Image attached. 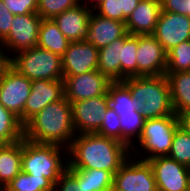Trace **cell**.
Returning a JSON list of instances; mask_svg holds the SVG:
<instances>
[{
  "instance_id": "cell-1",
  "label": "cell",
  "mask_w": 190,
  "mask_h": 191,
  "mask_svg": "<svg viewBox=\"0 0 190 191\" xmlns=\"http://www.w3.org/2000/svg\"><path fill=\"white\" fill-rule=\"evenodd\" d=\"M131 156L125 144L96 133L76 134L68 148V167L102 169L113 175Z\"/></svg>"
},
{
  "instance_id": "cell-2",
  "label": "cell",
  "mask_w": 190,
  "mask_h": 191,
  "mask_svg": "<svg viewBox=\"0 0 190 191\" xmlns=\"http://www.w3.org/2000/svg\"><path fill=\"white\" fill-rule=\"evenodd\" d=\"M75 135L72 105L65 97L48 104L24 125V138L40 144L68 149Z\"/></svg>"
},
{
  "instance_id": "cell-3",
  "label": "cell",
  "mask_w": 190,
  "mask_h": 191,
  "mask_svg": "<svg viewBox=\"0 0 190 191\" xmlns=\"http://www.w3.org/2000/svg\"><path fill=\"white\" fill-rule=\"evenodd\" d=\"M121 82L137 100L139 112L145 120L175 114L165 75L130 77Z\"/></svg>"
},
{
  "instance_id": "cell-4",
  "label": "cell",
  "mask_w": 190,
  "mask_h": 191,
  "mask_svg": "<svg viewBox=\"0 0 190 191\" xmlns=\"http://www.w3.org/2000/svg\"><path fill=\"white\" fill-rule=\"evenodd\" d=\"M21 167L25 173L46 177L56 184L68 167V149L54 144L35 143L23 138Z\"/></svg>"
},
{
  "instance_id": "cell-5",
  "label": "cell",
  "mask_w": 190,
  "mask_h": 191,
  "mask_svg": "<svg viewBox=\"0 0 190 191\" xmlns=\"http://www.w3.org/2000/svg\"><path fill=\"white\" fill-rule=\"evenodd\" d=\"M178 127V116L176 114L145 120L141 136L135 142L136 144L130 148L131 155L143 161L168 156ZM137 144L140 148L136 147Z\"/></svg>"
},
{
  "instance_id": "cell-6",
  "label": "cell",
  "mask_w": 190,
  "mask_h": 191,
  "mask_svg": "<svg viewBox=\"0 0 190 191\" xmlns=\"http://www.w3.org/2000/svg\"><path fill=\"white\" fill-rule=\"evenodd\" d=\"M12 67L32 80H63L62 57L39 47L12 55Z\"/></svg>"
},
{
  "instance_id": "cell-7",
  "label": "cell",
  "mask_w": 190,
  "mask_h": 191,
  "mask_svg": "<svg viewBox=\"0 0 190 191\" xmlns=\"http://www.w3.org/2000/svg\"><path fill=\"white\" fill-rule=\"evenodd\" d=\"M114 191H156L157 184L152 167L132 155L113 175Z\"/></svg>"
},
{
  "instance_id": "cell-8",
  "label": "cell",
  "mask_w": 190,
  "mask_h": 191,
  "mask_svg": "<svg viewBox=\"0 0 190 191\" xmlns=\"http://www.w3.org/2000/svg\"><path fill=\"white\" fill-rule=\"evenodd\" d=\"M32 89V81L11 67L0 80V104L19 118L24 126V105Z\"/></svg>"
},
{
  "instance_id": "cell-9",
  "label": "cell",
  "mask_w": 190,
  "mask_h": 191,
  "mask_svg": "<svg viewBox=\"0 0 190 191\" xmlns=\"http://www.w3.org/2000/svg\"><path fill=\"white\" fill-rule=\"evenodd\" d=\"M64 97L70 102L107 94L112 81L98 70L84 74L63 76Z\"/></svg>"
},
{
  "instance_id": "cell-10",
  "label": "cell",
  "mask_w": 190,
  "mask_h": 191,
  "mask_svg": "<svg viewBox=\"0 0 190 191\" xmlns=\"http://www.w3.org/2000/svg\"><path fill=\"white\" fill-rule=\"evenodd\" d=\"M160 191H190V168L169 156L148 160Z\"/></svg>"
},
{
  "instance_id": "cell-11",
  "label": "cell",
  "mask_w": 190,
  "mask_h": 191,
  "mask_svg": "<svg viewBox=\"0 0 190 191\" xmlns=\"http://www.w3.org/2000/svg\"><path fill=\"white\" fill-rule=\"evenodd\" d=\"M42 18L37 13L14 15L8 36L2 41L9 54L37 47Z\"/></svg>"
},
{
  "instance_id": "cell-12",
  "label": "cell",
  "mask_w": 190,
  "mask_h": 191,
  "mask_svg": "<svg viewBox=\"0 0 190 191\" xmlns=\"http://www.w3.org/2000/svg\"><path fill=\"white\" fill-rule=\"evenodd\" d=\"M71 105L76 134L96 133L109 108L108 94L72 102Z\"/></svg>"
},
{
  "instance_id": "cell-13",
  "label": "cell",
  "mask_w": 190,
  "mask_h": 191,
  "mask_svg": "<svg viewBox=\"0 0 190 191\" xmlns=\"http://www.w3.org/2000/svg\"><path fill=\"white\" fill-rule=\"evenodd\" d=\"M152 35L167 53L180 43L190 40V17L161 11Z\"/></svg>"
},
{
  "instance_id": "cell-14",
  "label": "cell",
  "mask_w": 190,
  "mask_h": 191,
  "mask_svg": "<svg viewBox=\"0 0 190 191\" xmlns=\"http://www.w3.org/2000/svg\"><path fill=\"white\" fill-rule=\"evenodd\" d=\"M137 76L165 75L167 53L153 35H138Z\"/></svg>"
},
{
  "instance_id": "cell-15",
  "label": "cell",
  "mask_w": 190,
  "mask_h": 191,
  "mask_svg": "<svg viewBox=\"0 0 190 191\" xmlns=\"http://www.w3.org/2000/svg\"><path fill=\"white\" fill-rule=\"evenodd\" d=\"M99 50L83 41L70 42L62 56L63 76H73L98 70Z\"/></svg>"
},
{
  "instance_id": "cell-16",
  "label": "cell",
  "mask_w": 190,
  "mask_h": 191,
  "mask_svg": "<svg viewBox=\"0 0 190 191\" xmlns=\"http://www.w3.org/2000/svg\"><path fill=\"white\" fill-rule=\"evenodd\" d=\"M63 97V80H32L31 93L24 105V125L48 104Z\"/></svg>"
},
{
  "instance_id": "cell-17",
  "label": "cell",
  "mask_w": 190,
  "mask_h": 191,
  "mask_svg": "<svg viewBox=\"0 0 190 191\" xmlns=\"http://www.w3.org/2000/svg\"><path fill=\"white\" fill-rule=\"evenodd\" d=\"M92 11V8L80 3L76 7L56 15L53 21L70 42L83 41L89 31Z\"/></svg>"
},
{
  "instance_id": "cell-18",
  "label": "cell",
  "mask_w": 190,
  "mask_h": 191,
  "mask_svg": "<svg viewBox=\"0 0 190 191\" xmlns=\"http://www.w3.org/2000/svg\"><path fill=\"white\" fill-rule=\"evenodd\" d=\"M126 33L124 22L102 17L92 11L89 20V31L84 41L93 44L99 50L114 40L122 38Z\"/></svg>"
},
{
  "instance_id": "cell-19",
  "label": "cell",
  "mask_w": 190,
  "mask_h": 191,
  "mask_svg": "<svg viewBox=\"0 0 190 191\" xmlns=\"http://www.w3.org/2000/svg\"><path fill=\"white\" fill-rule=\"evenodd\" d=\"M160 4L140 1L125 21L127 32L130 35H152L161 12Z\"/></svg>"
},
{
  "instance_id": "cell-20",
  "label": "cell",
  "mask_w": 190,
  "mask_h": 191,
  "mask_svg": "<svg viewBox=\"0 0 190 191\" xmlns=\"http://www.w3.org/2000/svg\"><path fill=\"white\" fill-rule=\"evenodd\" d=\"M174 113L179 116L190 112V71L165 73Z\"/></svg>"
},
{
  "instance_id": "cell-21",
  "label": "cell",
  "mask_w": 190,
  "mask_h": 191,
  "mask_svg": "<svg viewBox=\"0 0 190 191\" xmlns=\"http://www.w3.org/2000/svg\"><path fill=\"white\" fill-rule=\"evenodd\" d=\"M22 139L0 145V187L2 189L11 182L21 171Z\"/></svg>"
},
{
  "instance_id": "cell-22",
  "label": "cell",
  "mask_w": 190,
  "mask_h": 191,
  "mask_svg": "<svg viewBox=\"0 0 190 191\" xmlns=\"http://www.w3.org/2000/svg\"><path fill=\"white\" fill-rule=\"evenodd\" d=\"M124 36L99 49L98 71L112 82L121 81V60Z\"/></svg>"
},
{
  "instance_id": "cell-23",
  "label": "cell",
  "mask_w": 190,
  "mask_h": 191,
  "mask_svg": "<svg viewBox=\"0 0 190 191\" xmlns=\"http://www.w3.org/2000/svg\"><path fill=\"white\" fill-rule=\"evenodd\" d=\"M69 43L70 41L59 30L58 25L53 19H42L39 26L37 47L62 57Z\"/></svg>"
},
{
  "instance_id": "cell-24",
  "label": "cell",
  "mask_w": 190,
  "mask_h": 191,
  "mask_svg": "<svg viewBox=\"0 0 190 191\" xmlns=\"http://www.w3.org/2000/svg\"><path fill=\"white\" fill-rule=\"evenodd\" d=\"M109 107L118 115L121 113H140L137 100L132 98L129 89L121 82H112L108 87Z\"/></svg>"
},
{
  "instance_id": "cell-25",
  "label": "cell",
  "mask_w": 190,
  "mask_h": 191,
  "mask_svg": "<svg viewBox=\"0 0 190 191\" xmlns=\"http://www.w3.org/2000/svg\"><path fill=\"white\" fill-rule=\"evenodd\" d=\"M24 138L19 118L0 104V144H11Z\"/></svg>"
},
{
  "instance_id": "cell-26",
  "label": "cell",
  "mask_w": 190,
  "mask_h": 191,
  "mask_svg": "<svg viewBox=\"0 0 190 191\" xmlns=\"http://www.w3.org/2000/svg\"><path fill=\"white\" fill-rule=\"evenodd\" d=\"M119 118L120 142L131 148L142 134L145 119L141 113H121Z\"/></svg>"
},
{
  "instance_id": "cell-27",
  "label": "cell",
  "mask_w": 190,
  "mask_h": 191,
  "mask_svg": "<svg viewBox=\"0 0 190 191\" xmlns=\"http://www.w3.org/2000/svg\"><path fill=\"white\" fill-rule=\"evenodd\" d=\"M55 184L46 177H37L21 171L3 191H54Z\"/></svg>"
},
{
  "instance_id": "cell-28",
  "label": "cell",
  "mask_w": 190,
  "mask_h": 191,
  "mask_svg": "<svg viewBox=\"0 0 190 191\" xmlns=\"http://www.w3.org/2000/svg\"><path fill=\"white\" fill-rule=\"evenodd\" d=\"M138 35H124L121 60V81L130 77H137Z\"/></svg>"
},
{
  "instance_id": "cell-29",
  "label": "cell",
  "mask_w": 190,
  "mask_h": 191,
  "mask_svg": "<svg viewBox=\"0 0 190 191\" xmlns=\"http://www.w3.org/2000/svg\"><path fill=\"white\" fill-rule=\"evenodd\" d=\"M113 174L102 169H82L83 191H111Z\"/></svg>"
},
{
  "instance_id": "cell-30",
  "label": "cell",
  "mask_w": 190,
  "mask_h": 191,
  "mask_svg": "<svg viewBox=\"0 0 190 191\" xmlns=\"http://www.w3.org/2000/svg\"><path fill=\"white\" fill-rule=\"evenodd\" d=\"M190 71V40L184 41L167 52L166 73Z\"/></svg>"
},
{
  "instance_id": "cell-31",
  "label": "cell",
  "mask_w": 190,
  "mask_h": 191,
  "mask_svg": "<svg viewBox=\"0 0 190 191\" xmlns=\"http://www.w3.org/2000/svg\"><path fill=\"white\" fill-rule=\"evenodd\" d=\"M168 156L190 168V137L180 127L176 129Z\"/></svg>"
},
{
  "instance_id": "cell-32",
  "label": "cell",
  "mask_w": 190,
  "mask_h": 191,
  "mask_svg": "<svg viewBox=\"0 0 190 191\" xmlns=\"http://www.w3.org/2000/svg\"><path fill=\"white\" fill-rule=\"evenodd\" d=\"M80 0H38L37 14L42 19H53L56 15L76 7Z\"/></svg>"
},
{
  "instance_id": "cell-33",
  "label": "cell",
  "mask_w": 190,
  "mask_h": 191,
  "mask_svg": "<svg viewBox=\"0 0 190 191\" xmlns=\"http://www.w3.org/2000/svg\"><path fill=\"white\" fill-rule=\"evenodd\" d=\"M54 191H83L82 169L67 167L55 184Z\"/></svg>"
},
{
  "instance_id": "cell-34",
  "label": "cell",
  "mask_w": 190,
  "mask_h": 191,
  "mask_svg": "<svg viewBox=\"0 0 190 191\" xmlns=\"http://www.w3.org/2000/svg\"><path fill=\"white\" fill-rule=\"evenodd\" d=\"M105 118L96 134L112 138L120 142V118L110 107L106 110Z\"/></svg>"
},
{
  "instance_id": "cell-35",
  "label": "cell",
  "mask_w": 190,
  "mask_h": 191,
  "mask_svg": "<svg viewBox=\"0 0 190 191\" xmlns=\"http://www.w3.org/2000/svg\"><path fill=\"white\" fill-rule=\"evenodd\" d=\"M93 11L102 17L124 23L127 19L121 10L120 0H102L93 8Z\"/></svg>"
},
{
  "instance_id": "cell-36",
  "label": "cell",
  "mask_w": 190,
  "mask_h": 191,
  "mask_svg": "<svg viewBox=\"0 0 190 191\" xmlns=\"http://www.w3.org/2000/svg\"><path fill=\"white\" fill-rule=\"evenodd\" d=\"M4 6L13 15L37 13L38 0H2Z\"/></svg>"
},
{
  "instance_id": "cell-37",
  "label": "cell",
  "mask_w": 190,
  "mask_h": 191,
  "mask_svg": "<svg viewBox=\"0 0 190 191\" xmlns=\"http://www.w3.org/2000/svg\"><path fill=\"white\" fill-rule=\"evenodd\" d=\"M160 6L161 11L190 17V0H162Z\"/></svg>"
},
{
  "instance_id": "cell-38",
  "label": "cell",
  "mask_w": 190,
  "mask_h": 191,
  "mask_svg": "<svg viewBox=\"0 0 190 191\" xmlns=\"http://www.w3.org/2000/svg\"><path fill=\"white\" fill-rule=\"evenodd\" d=\"M14 15L8 11L0 0V41L2 42L9 34Z\"/></svg>"
},
{
  "instance_id": "cell-39",
  "label": "cell",
  "mask_w": 190,
  "mask_h": 191,
  "mask_svg": "<svg viewBox=\"0 0 190 191\" xmlns=\"http://www.w3.org/2000/svg\"><path fill=\"white\" fill-rule=\"evenodd\" d=\"M12 67V56L0 41V80L6 72Z\"/></svg>"
},
{
  "instance_id": "cell-40",
  "label": "cell",
  "mask_w": 190,
  "mask_h": 191,
  "mask_svg": "<svg viewBox=\"0 0 190 191\" xmlns=\"http://www.w3.org/2000/svg\"><path fill=\"white\" fill-rule=\"evenodd\" d=\"M140 0H120L123 15L128 18L134 9L138 6Z\"/></svg>"
},
{
  "instance_id": "cell-41",
  "label": "cell",
  "mask_w": 190,
  "mask_h": 191,
  "mask_svg": "<svg viewBox=\"0 0 190 191\" xmlns=\"http://www.w3.org/2000/svg\"><path fill=\"white\" fill-rule=\"evenodd\" d=\"M179 127L190 137V112L178 116Z\"/></svg>"
},
{
  "instance_id": "cell-42",
  "label": "cell",
  "mask_w": 190,
  "mask_h": 191,
  "mask_svg": "<svg viewBox=\"0 0 190 191\" xmlns=\"http://www.w3.org/2000/svg\"><path fill=\"white\" fill-rule=\"evenodd\" d=\"M82 1V0H81ZM102 0H83L82 4L86 5L87 7L94 8L97 4H99ZM88 2V3H87Z\"/></svg>"
},
{
  "instance_id": "cell-43",
  "label": "cell",
  "mask_w": 190,
  "mask_h": 191,
  "mask_svg": "<svg viewBox=\"0 0 190 191\" xmlns=\"http://www.w3.org/2000/svg\"><path fill=\"white\" fill-rule=\"evenodd\" d=\"M140 1H147L152 3H161L162 0H140Z\"/></svg>"
}]
</instances>
